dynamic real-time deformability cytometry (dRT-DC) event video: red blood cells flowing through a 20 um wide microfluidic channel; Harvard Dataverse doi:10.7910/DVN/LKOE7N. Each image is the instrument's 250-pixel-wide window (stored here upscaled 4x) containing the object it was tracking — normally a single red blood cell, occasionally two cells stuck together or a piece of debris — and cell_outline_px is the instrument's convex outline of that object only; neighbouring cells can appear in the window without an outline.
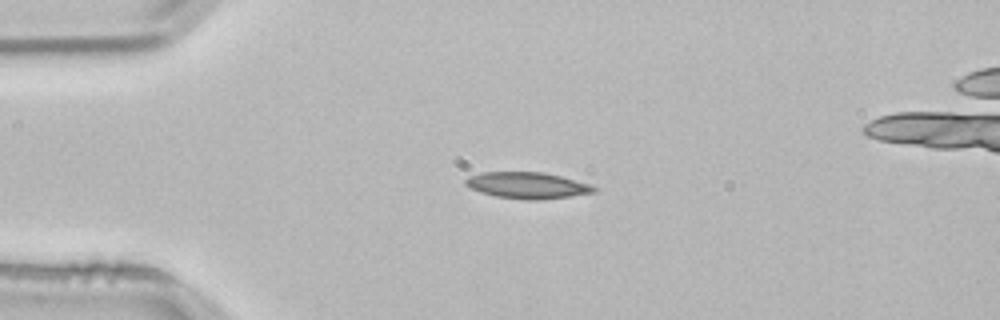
{"species": "common noctule bat (a hibernating species)", "species_latin": "Nyctalus noctula", "temperature_condition": "room temperature", "stored_images_in_passage": 2, "camera_frame_rate_fps": 3000, "um_per_image_px": 0.085, "animal": {"sex": "male", "body_mass_g": 21.5, "forearm_length_mm": 52.0}, "frame": {"image": 1, "passage_image": 1, "time_ms": 0.0, "image_size_px": [1000, 320], "cell_outline_px": [[600, 188], [596, 192], [572, 196], [536, 200], [528, 200], [496, 196], [480, 192], [464, 184], [464, 180], [468, 176], [480, 172], [544, 172], [560, 176], [588, 184]], "centroid_in_image_um": [44.82, 15.75], "position_along_channel_um": 40.2, "area_um2": 19.71}}